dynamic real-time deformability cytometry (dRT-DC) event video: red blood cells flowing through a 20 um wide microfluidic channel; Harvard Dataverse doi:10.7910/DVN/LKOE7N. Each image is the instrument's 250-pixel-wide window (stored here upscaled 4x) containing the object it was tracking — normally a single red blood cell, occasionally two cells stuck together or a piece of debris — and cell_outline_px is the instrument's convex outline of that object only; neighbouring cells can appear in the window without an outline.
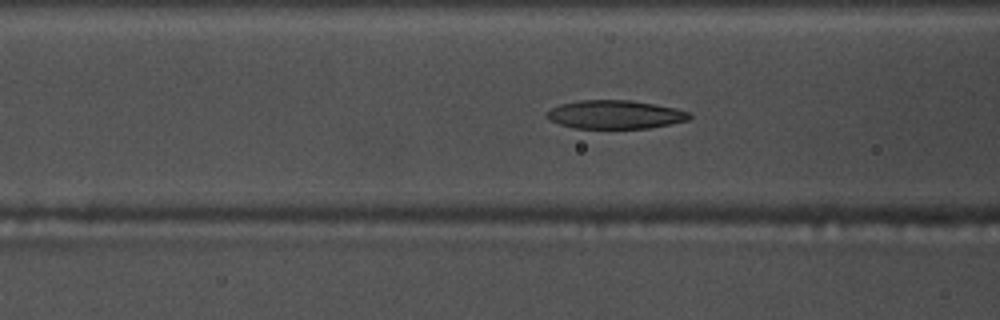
{"species": "common noctule bat (a hibernating species)", "species_latin": "Nyctalus noctula", "temperature_condition": "warm", "stored_images_in_passage": 55, "camera_frame_rate_fps": 3000, "um_per_image_px": 0.085, "animal": {"sex": "male", "body_mass_g": 17.5, "forearm_length_mm": 52.3}, "frame": {"image": 1, "passage_image": 22, "time_ms": 7.0, "image_size_px": [1000, 320], "cell_outline_px": [[692, 116], [688, 120], [648, 128], [576, 128], [560, 124], [548, 120], [544, 116], [552, 108], [560, 104], [580, 100], [628, 100], [676, 108], [692, 112]], "centroid_in_image_um": [52.28, 9.73], "position_along_channel_um": 114.3, "area_um2": 23.58}}
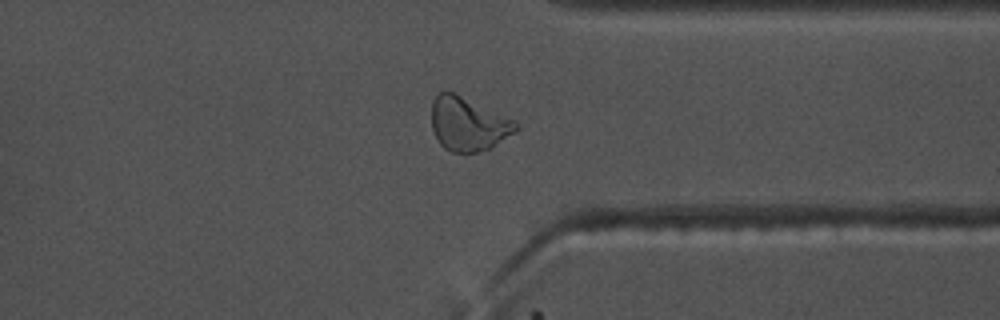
{"frame": {"image": 2, "passage_image": 43, "time_ms": 14.0, "image_size_px": [1000, 320], "cell_outline_px": [[520, 128], [488, 148], [476, 152], [452, 152], [444, 148], [440, 144], [432, 128], [432, 100], [440, 92], [452, 92], [516, 120], [520, 124]], "centroid_in_image_um": [39.79, 10.53], "position_along_channel_um": 371.6, "area_um2": 25.95}}
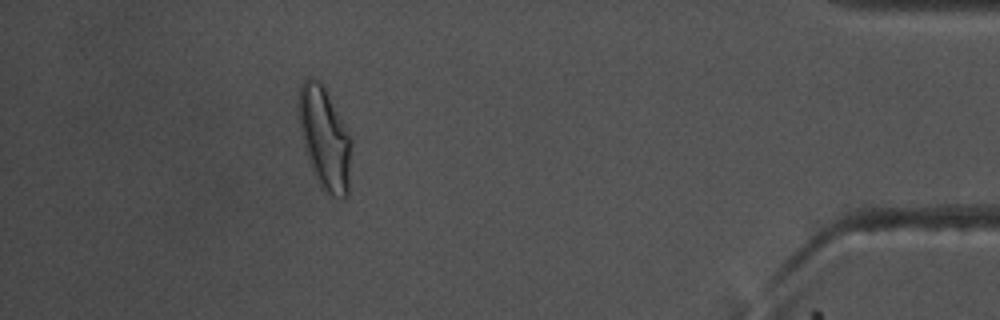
{"frame": {"image": 3, "passage_image": 50, "time_ms": 16.333, "image_size_px": [1000, 320], "cell_outline_px": [[352, 144], [348, 196], [344, 200], [332, 196], [324, 192], [320, 188], [312, 172], [304, 148], [300, 128], [300, 84], [304, 80], [312, 76], [324, 88], [348, 132], [352, 140]], "centroid_in_image_um": [27.62, 11.88], "position_along_channel_um": 407.6, "area_um2": 31.15}, "authors_computed_cell_mechanics": {"area_um2": 24.3916, "velocity_mm_per_s": 3.7094, "shape_relaxation_time_tau1_ms": 10.7327, "shape_relaxation_time_tau2_ms": 2.4419, "deformation_change_tau1": 0.3107, "deformation_change_tau2": 0.0832}}